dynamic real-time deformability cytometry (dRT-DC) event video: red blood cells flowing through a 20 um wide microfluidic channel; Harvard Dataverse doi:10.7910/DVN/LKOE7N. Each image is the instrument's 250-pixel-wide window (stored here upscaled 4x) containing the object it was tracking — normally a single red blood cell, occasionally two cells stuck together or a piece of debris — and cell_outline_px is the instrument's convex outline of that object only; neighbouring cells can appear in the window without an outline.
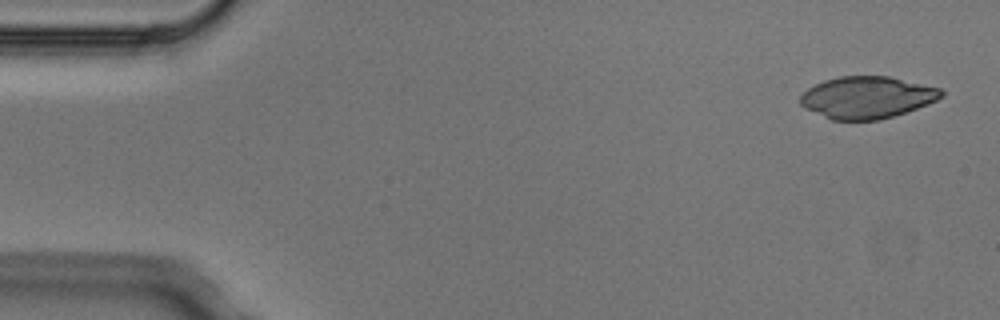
{"species": "Egyptian fruit bat (a non-hibernating species)", "species_latin": "Rousettus aegyptiacus", "temperature_condition": "cold", "stored_images_in_passage": 6, "camera_frame_rate_fps": 3000, "um_per_image_px": 0.085, "animal": {"sex": "male"}, "frame": {"image": 1, "passage_image": 1, "time_ms": 0.0, "image_size_px": [1000, 320], "cell_outline_px": [[944, 96], [928, 104], [880, 120], [832, 120], [804, 108], [800, 104], [800, 96], [808, 88], [824, 80], [840, 76], [888, 76], [940, 88], [944, 92]], "centroid_in_image_um": [73.68, 8.28], "position_along_channel_um": 11.3, "area_um2": 34.33}}